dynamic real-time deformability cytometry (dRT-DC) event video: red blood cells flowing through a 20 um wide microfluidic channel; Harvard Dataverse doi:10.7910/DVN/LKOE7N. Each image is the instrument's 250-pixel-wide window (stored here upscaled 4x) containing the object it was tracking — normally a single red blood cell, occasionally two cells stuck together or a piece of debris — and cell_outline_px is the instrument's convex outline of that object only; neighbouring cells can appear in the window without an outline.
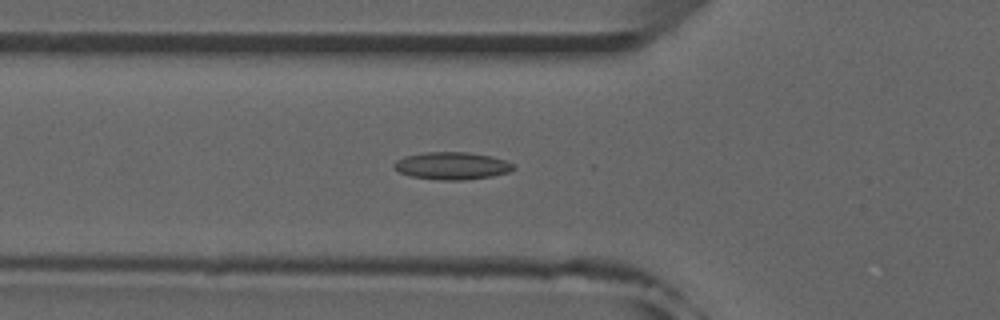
{"species": "common noctule bat (a hibernating species)", "species_latin": "Nyctalus noctula", "temperature_condition": "room temperature", "stored_images_in_passage": 52, "camera_frame_rate_fps": 3000, "um_per_image_px": 0.085, "animal": {"sex": "male", "forearm_length_mm": 52.5}, "frame": {"image": 1, "passage_image": 18, "time_ms": 5.667, "image_size_px": [1000, 320], "cell_outline_px": [[516, 168], [508, 172], [492, 176], [464, 180], [440, 180], [408, 176], [392, 168], [392, 164], [396, 160], [404, 156], [424, 152], [464, 152], [492, 156], [516, 164]], "centroid_in_image_um": [38.39, 14.09], "position_along_channel_um": 87.4, "area_um2": 19.31}}
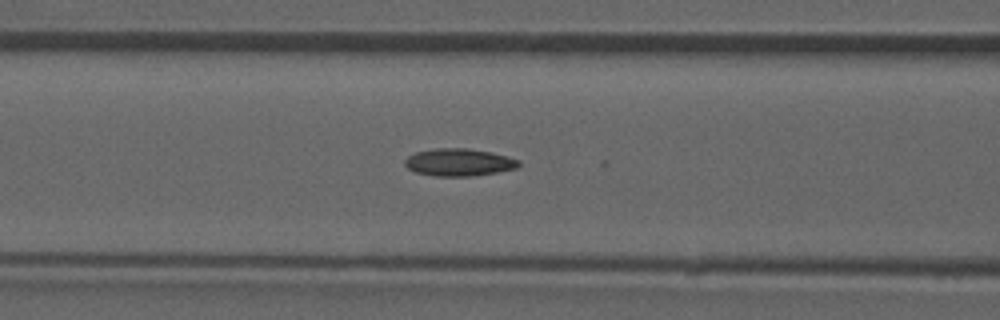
{"frame": {"image": 2, "passage_image": 21, "time_ms": 6.667, "image_size_px": [1000, 320], "cell_outline_px": [[520, 164], [516, 168], [496, 172], [472, 176], [436, 176], [416, 172], [408, 168], [404, 164], [404, 160], [408, 156], [416, 152], [436, 148], [468, 148], [492, 152], [508, 156], [520, 160]], "centroid_in_image_um": [39.02, 13.79], "position_along_channel_um": 127.6, "area_um2": 18.21}}
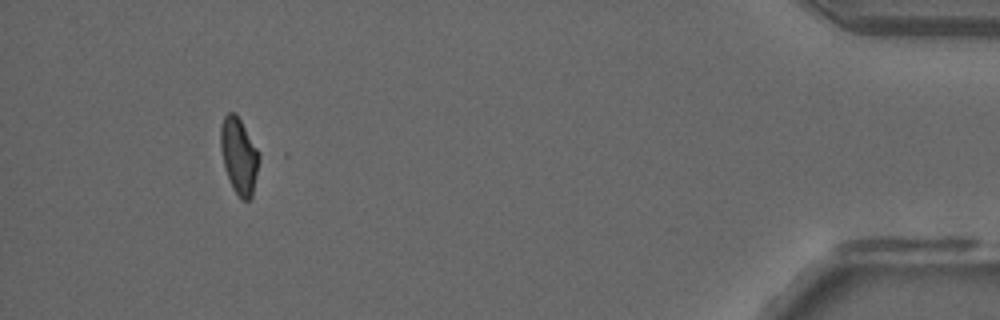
{"frame": {"image": 3, "passage_image": 48, "time_ms": 15.667, "image_size_px": [1000, 320], "cell_outline_px": [[260, 160], [252, 196], [248, 200], [240, 200], [232, 188], [224, 164], [220, 148], [220, 128], [224, 116], [228, 112], [236, 112], [260, 152]], "centroid_in_image_um": [20.32, 13.23], "position_along_channel_um": 414.9, "area_um2": 17.28}, "authors_computed_cell_mechanics": {"area_um2": 17.5423, "velocity_mm_per_s": 3.9576, "shape_relaxation_time_tau1_ms": null, "shape_relaxation_time_tau2_ms": 4.1441, "deformation_change_tau1": null, "deformation_change_tau2": 0.1082}}